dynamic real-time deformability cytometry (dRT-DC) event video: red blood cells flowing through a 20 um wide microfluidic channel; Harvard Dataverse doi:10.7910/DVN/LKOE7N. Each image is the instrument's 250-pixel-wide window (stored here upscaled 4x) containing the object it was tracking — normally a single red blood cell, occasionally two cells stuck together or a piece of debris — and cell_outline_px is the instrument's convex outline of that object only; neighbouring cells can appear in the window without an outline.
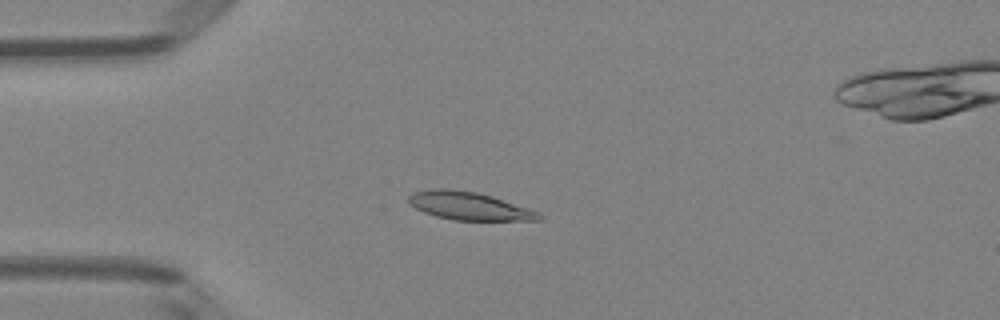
{"species": "Egyptian fruit bat (a non-hibernating species)", "species_latin": "Rousettus aegyptiacus", "temperature_condition": "room temperature", "stored_images_in_passage": 53, "camera_frame_rate_fps": 3000, "um_per_image_px": 0.085, "animal": {"sex": "female"}, "frame": {"image": 1, "passage_image": 14, "time_ms": 4.333, "image_size_px": [1000, 320], "cell_outline_px": [[544, 216], [540, 220], [452, 220], [436, 216], [424, 212], [408, 204], [408, 196], [412, 192], [432, 188], [448, 188], [476, 192], [492, 196], [540, 212]], "centroid_in_image_um": [39.84, 17.5], "position_along_channel_um": 45.2, "area_um2": 21.39}}
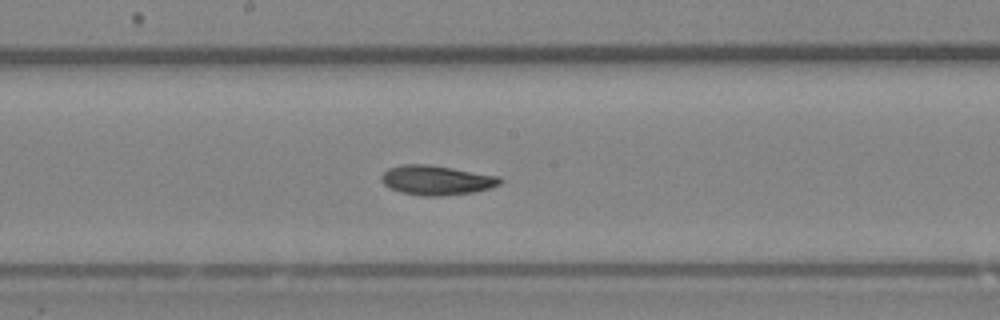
{"frame": {"image": 2, "passage_image": 28, "time_ms": 9.0, "image_size_px": [1000, 320], "cell_outline_px": [[504, 180], [500, 184], [488, 188], [472, 192], [444, 196], [420, 196], [400, 192], [384, 184], [380, 180], [380, 176], [388, 168], [400, 164], [428, 164], [500, 176]], "centroid_in_image_um": [37.08, 15.31], "position_along_channel_um": 211.1, "area_um2": 20.52}}
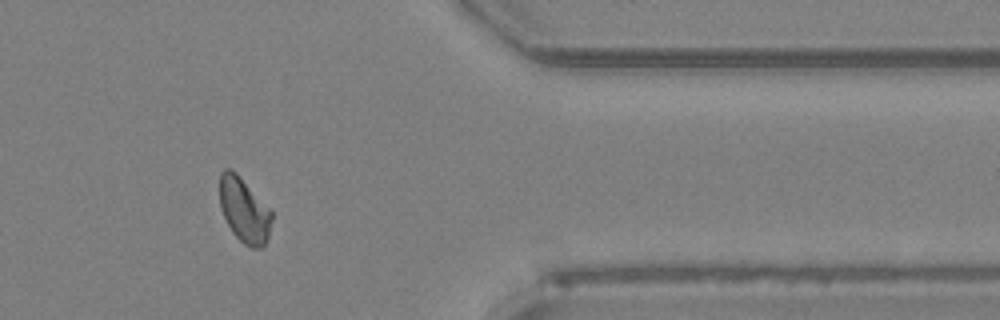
{"frame": {"image": 3, "passage_image": 43, "time_ms": 14.0, "image_size_px": [1000, 320], "cell_outline_px": [[272, 220], [268, 236], [264, 248], [252, 248], [244, 244], [232, 232], [220, 208], [220, 172], [224, 168], [232, 168], [236, 172], [272, 212]], "centroid_in_image_um": [20.74, 17.87], "position_along_channel_um": 390.7, "area_um2": 19.54}, "authors_computed_cell_mechanics": {"area_um2": 20.23, "velocity_mm_per_s": 3.978, "shape_relaxation_time_tau1_ms": 3.2509, "shape_relaxation_time_tau2_ms": 2.1989, "deformation_change_tau1": 0.1253, "deformation_change_tau2": 0.0736}}